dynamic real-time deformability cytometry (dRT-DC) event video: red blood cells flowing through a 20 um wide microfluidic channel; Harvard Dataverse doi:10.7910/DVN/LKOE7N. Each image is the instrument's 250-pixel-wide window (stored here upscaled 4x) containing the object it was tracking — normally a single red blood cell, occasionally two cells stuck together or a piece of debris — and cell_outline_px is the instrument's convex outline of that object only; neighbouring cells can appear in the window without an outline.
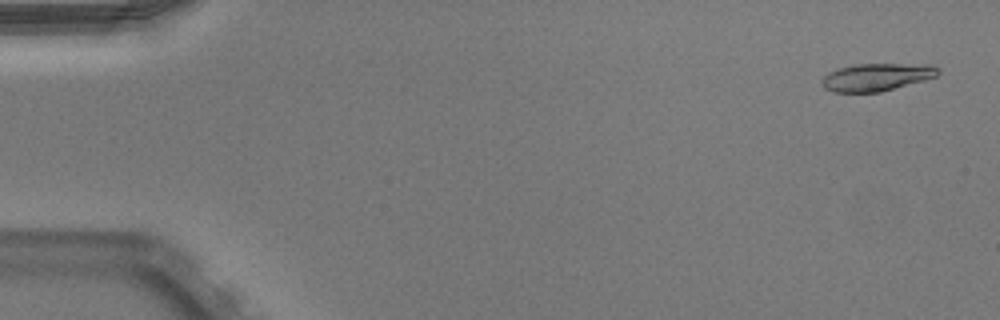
{"species": "Egyptian fruit bat (a non-hibernating species)", "species_latin": "Rousettus aegyptiacus", "temperature_condition": "warm", "stored_images_in_passage": 48, "camera_frame_rate_fps": 3000, "um_per_image_px": 0.085, "animal": {"sex": "male"}, "frame": {"image": 1, "passage_image": 2, "time_ms": 0.333, "image_size_px": [1000, 320], "cell_outline_px": [[940, 72], [936, 76], [924, 80], [880, 92], [832, 92], [824, 88], [820, 84], [820, 80], [828, 72], [836, 68], [856, 64], [932, 64], [940, 68]], "centroid_in_image_um": [74.48, 6.54], "position_along_channel_um": 10.5, "area_um2": 18.9}}
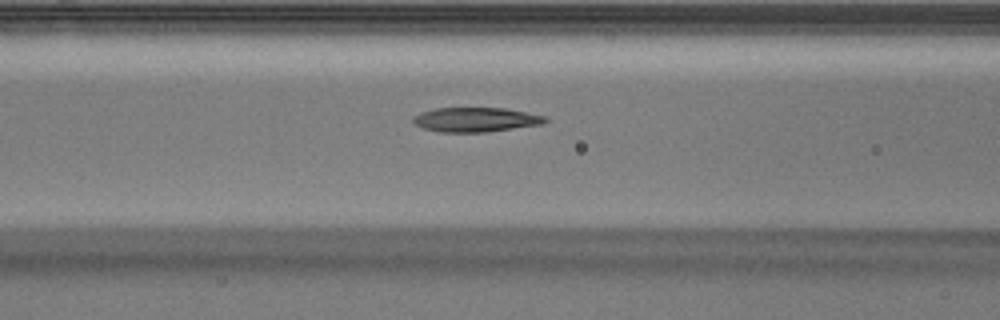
{"frame": {"image": 2, "passage_image": 21, "time_ms": 6.667, "image_size_px": [1000, 320], "cell_outline_px": [[548, 120], [540, 124], [484, 132], [440, 132], [424, 128], [416, 124], [412, 120], [412, 116], [420, 112], [436, 108], [504, 108], [548, 116]], "centroid_in_image_um": [40.41, 10.16], "position_along_channel_um": 126.2, "area_um2": 18.67}}
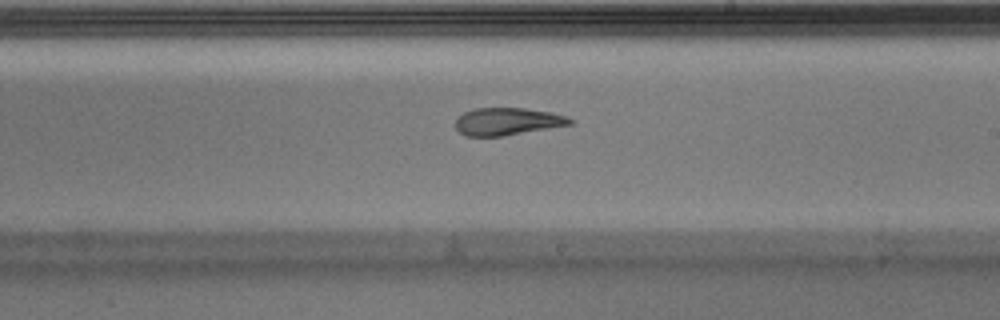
{"frame": {"image": 3, "passage_image": 30, "time_ms": 9.667, "image_size_px": [1000, 320], "cell_outline_px": [[576, 120], [572, 124], [504, 136], [464, 136], [456, 128], [456, 120], [464, 112], [476, 108], [524, 108], [552, 112], [568, 116]], "centroid_in_image_um": [43.17, 10.32], "position_along_channel_um": 245.8, "area_um2": 18.38}, "authors_computed_cell_mechanics": {"area_um2": 19.074, "velocity_mm_per_s": 3.9897, "shape_relaxation_time_tau1_ms": null, "shape_relaxation_time_tau2_ms": 3.0864, "deformation_change_tau1": null, "deformation_change_tau2": 0.1135}}